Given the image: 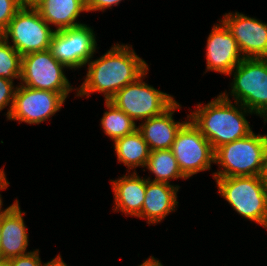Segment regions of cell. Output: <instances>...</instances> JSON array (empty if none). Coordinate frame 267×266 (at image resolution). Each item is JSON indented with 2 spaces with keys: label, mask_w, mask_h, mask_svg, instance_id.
I'll list each match as a JSON object with an SVG mask.
<instances>
[{
  "label": "cell",
  "mask_w": 267,
  "mask_h": 266,
  "mask_svg": "<svg viewBox=\"0 0 267 266\" xmlns=\"http://www.w3.org/2000/svg\"><path fill=\"white\" fill-rule=\"evenodd\" d=\"M218 193L238 215L266 227L267 192L261 176L214 178Z\"/></svg>",
  "instance_id": "5"
},
{
  "label": "cell",
  "mask_w": 267,
  "mask_h": 266,
  "mask_svg": "<svg viewBox=\"0 0 267 266\" xmlns=\"http://www.w3.org/2000/svg\"><path fill=\"white\" fill-rule=\"evenodd\" d=\"M40 0H18L22 7H35Z\"/></svg>",
  "instance_id": "30"
},
{
  "label": "cell",
  "mask_w": 267,
  "mask_h": 266,
  "mask_svg": "<svg viewBox=\"0 0 267 266\" xmlns=\"http://www.w3.org/2000/svg\"><path fill=\"white\" fill-rule=\"evenodd\" d=\"M9 42L0 35V77L20 80L22 55Z\"/></svg>",
  "instance_id": "22"
},
{
  "label": "cell",
  "mask_w": 267,
  "mask_h": 266,
  "mask_svg": "<svg viewBox=\"0 0 267 266\" xmlns=\"http://www.w3.org/2000/svg\"><path fill=\"white\" fill-rule=\"evenodd\" d=\"M9 266H41L39 249L30 251L27 254L8 259Z\"/></svg>",
  "instance_id": "25"
},
{
  "label": "cell",
  "mask_w": 267,
  "mask_h": 266,
  "mask_svg": "<svg viewBox=\"0 0 267 266\" xmlns=\"http://www.w3.org/2000/svg\"><path fill=\"white\" fill-rule=\"evenodd\" d=\"M4 168H1L0 169V190H6L9 186V182L7 181V178H6V173L4 172L3 170ZM19 200H15L13 204L9 205L7 208H5L3 210L2 206H3V199L1 197V194H0V218L5 215Z\"/></svg>",
  "instance_id": "27"
},
{
  "label": "cell",
  "mask_w": 267,
  "mask_h": 266,
  "mask_svg": "<svg viewBox=\"0 0 267 266\" xmlns=\"http://www.w3.org/2000/svg\"><path fill=\"white\" fill-rule=\"evenodd\" d=\"M222 17L244 58H267V23L237 11Z\"/></svg>",
  "instance_id": "12"
},
{
  "label": "cell",
  "mask_w": 267,
  "mask_h": 266,
  "mask_svg": "<svg viewBox=\"0 0 267 266\" xmlns=\"http://www.w3.org/2000/svg\"><path fill=\"white\" fill-rule=\"evenodd\" d=\"M0 249H1V227H0Z\"/></svg>",
  "instance_id": "33"
},
{
  "label": "cell",
  "mask_w": 267,
  "mask_h": 266,
  "mask_svg": "<svg viewBox=\"0 0 267 266\" xmlns=\"http://www.w3.org/2000/svg\"><path fill=\"white\" fill-rule=\"evenodd\" d=\"M64 64L51 51L31 52L22 56L20 83L23 86L57 93H71L74 89L64 74Z\"/></svg>",
  "instance_id": "8"
},
{
  "label": "cell",
  "mask_w": 267,
  "mask_h": 266,
  "mask_svg": "<svg viewBox=\"0 0 267 266\" xmlns=\"http://www.w3.org/2000/svg\"><path fill=\"white\" fill-rule=\"evenodd\" d=\"M34 7H22L1 34L23 56L50 48L55 33Z\"/></svg>",
  "instance_id": "7"
},
{
  "label": "cell",
  "mask_w": 267,
  "mask_h": 266,
  "mask_svg": "<svg viewBox=\"0 0 267 266\" xmlns=\"http://www.w3.org/2000/svg\"><path fill=\"white\" fill-rule=\"evenodd\" d=\"M69 93H57L17 85L11 113L7 120L40 124L61 110Z\"/></svg>",
  "instance_id": "11"
},
{
  "label": "cell",
  "mask_w": 267,
  "mask_h": 266,
  "mask_svg": "<svg viewBox=\"0 0 267 266\" xmlns=\"http://www.w3.org/2000/svg\"><path fill=\"white\" fill-rule=\"evenodd\" d=\"M180 109L181 105L175 101L162 114L142 121L137 130L147 142L150 151L167 150L172 148L180 128L187 122L174 121V112Z\"/></svg>",
  "instance_id": "14"
},
{
  "label": "cell",
  "mask_w": 267,
  "mask_h": 266,
  "mask_svg": "<svg viewBox=\"0 0 267 266\" xmlns=\"http://www.w3.org/2000/svg\"><path fill=\"white\" fill-rule=\"evenodd\" d=\"M180 171L188 179L211 169L215 151L187 115V122L180 128L171 148Z\"/></svg>",
  "instance_id": "9"
},
{
  "label": "cell",
  "mask_w": 267,
  "mask_h": 266,
  "mask_svg": "<svg viewBox=\"0 0 267 266\" xmlns=\"http://www.w3.org/2000/svg\"><path fill=\"white\" fill-rule=\"evenodd\" d=\"M26 212H22L19 201L0 218L1 249L0 259L18 257L27 252L28 231L24 223Z\"/></svg>",
  "instance_id": "16"
},
{
  "label": "cell",
  "mask_w": 267,
  "mask_h": 266,
  "mask_svg": "<svg viewBox=\"0 0 267 266\" xmlns=\"http://www.w3.org/2000/svg\"><path fill=\"white\" fill-rule=\"evenodd\" d=\"M0 266H9L8 259H0Z\"/></svg>",
  "instance_id": "32"
},
{
  "label": "cell",
  "mask_w": 267,
  "mask_h": 266,
  "mask_svg": "<svg viewBox=\"0 0 267 266\" xmlns=\"http://www.w3.org/2000/svg\"><path fill=\"white\" fill-rule=\"evenodd\" d=\"M205 55L206 72L215 71L227 76L244 59L235 38L221 20L212 26Z\"/></svg>",
  "instance_id": "13"
},
{
  "label": "cell",
  "mask_w": 267,
  "mask_h": 266,
  "mask_svg": "<svg viewBox=\"0 0 267 266\" xmlns=\"http://www.w3.org/2000/svg\"><path fill=\"white\" fill-rule=\"evenodd\" d=\"M34 8L49 26L56 27L55 31L84 24L77 19L87 12L85 0H40Z\"/></svg>",
  "instance_id": "18"
},
{
  "label": "cell",
  "mask_w": 267,
  "mask_h": 266,
  "mask_svg": "<svg viewBox=\"0 0 267 266\" xmlns=\"http://www.w3.org/2000/svg\"><path fill=\"white\" fill-rule=\"evenodd\" d=\"M41 266H68V265L63 261L61 255L59 254L51 261H48L47 263L43 262Z\"/></svg>",
  "instance_id": "28"
},
{
  "label": "cell",
  "mask_w": 267,
  "mask_h": 266,
  "mask_svg": "<svg viewBox=\"0 0 267 266\" xmlns=\"http://www.w3.org/2000/svg\"><path fill=\"white\" fill-rule=\"evenodd\" d=\"M113 143L118 162L127 166L129 173L136 167L146 166L150 149L138 130L115 140Z\"/></svg>",
  "instance_id": "19"
},
{
  "label": "cell",
  "mask_w": 267,
  "mask_h": 266,
  "mask_svg": "<svg viewBox=\"0 0 267 266\" xmlns=\"http://www.w3.org/2000/svg\"><path fill=\"white\" fill-rule=\"evenodd\" d=\"M261 177L263 180L265 191L267 192V161H266V165H265L264 171L262 172Z\"/></svg>",
  "instance_id": "31"
},
{
  "label": "cell",
  "mask_w": 267,
  "mask_h": 266,
  "mask_svg": "<svg viewBox=\"0 0 267 266\" xmlns=\"http://www.w3.org/2000/svg\"><path fill=\"white\" fill-rule=\"evenodd\" d=\"M130 174L128 172L117 180H110L114 192L113 211L137 217L145 200L146 179L140 178L135 170Z\"/></svg>",
  "instance_id": "17"
},
{
  "label": "cell",
  "mask_w": 267,
  "mask_h": 266,
  "mask_svg": "<svg viewBox=\"0 0 267 266\" xmlns=\"http://www.w3.org/2000/svg\"><path fill=\"white\" fill-rule=\"evenodd\" d=\"M95 36L94 30L86 24L55 31L49 50L68 69H81L94 58L98 45Z\"/></svg>",
  "instance_id": "10"
},
{
  "label": "cell",
  "mask_w": 267,
  "mask_h": 266,
  "mask_svg": "<svg viewBox=\"0 0 267 266\" xmlns=\"http://www.w3.org/2000/svg\"><path fill=\"white\" fill-rule=\"evenodd\" d=\"M202 105V106H201ZM253 113L240 103L226 99L221 93L206 105L198 103L189 119L211 143L213 150L243 138L252 132L246 114Z\"/></svg>",
  "instance_id": "2"
},
{
  "label": "cell",
  "mask_w": 267,
  "mask_h": 266,
  "mask_svg": "<svg viewBox=\"0 0 267 266\" xmlns=\"http://www.w3.org/2000/svg\"><path fill=\"white\" fill-rule=\"evenodd\" d=\"M122 0H85L86 10L89 11H103L110 9L113 6H118Z\"/></svg>",
  "instance_id": "26"
},
{
  "label": "cell",
  "mask_w": 267,
  "mask_h": 266,
  "mask_svg": "<svg viewBox=\"0 0 267 266\" xmlns=\"http://www.w3.org/2000/svg\"><path fill=\"white\" fill-rule=\"evenodd\" d=\"M231 91L221 93L267 122V58H244L230 73Z\"/></svg>",
  "instance_id": "4"
},
{
  "label": "cell",
  "mask_w": 267,
  "mask_h": 266,
  "mask_svg": "<svg viewBox=\"0 0 267 266\" xmlns=\"http://www.w3.org/2000/svg\"><path fill=\"white\" fill-rule=\"evenodd\" d=\"M105 106L107 111L104 112L101 118L100 126L102 125L101 128H103L104 133L113 142L137 130L136 122L121 109L110 101H105Z\"/></svg>",
  "instance_id": "21"
},
{
  "label": "cell",
  "mask_w": 267,
  "mask_h": 266,
  "mask_svg": "<svg viewBox=\"0 0 267 266\" xmlns=\"http://www.w3.org/2000/svg\"><path fill=\"white\" fill-rule=\"evenodd\" d=\"M84 82L77 88V97L94 92L103 93L109 101L120 89L136 81L148 69V64L140 58L129 44L116 43L100 58L88 61Z\"/></svg>",
  "instance_id": "1"
},
{
  "label": "cell",
  "mask_w": 267,
  "mask_h": 266,
  "mask_svg": "<svg viewBox=\"0 0 267 266\" xmlns=\"http://www.w3.org/2000/svg\"><path fill=\"white\" fill-rule=\"evenodd\" d=\"M266 161L267 134H255L252 131L215 150L214 164L221 168L212 175L213 178L261 176Z\"/></svg>",
  "instance_id": "3"
},
{
  "label": "cell",
  "mask_w": 267,
  "mask_h": 266,
  "mask_svg": "<svg viewBox=\"0 0 267 266\" xmlns=\"http://www.w3.org/2000/svg\"><path fill=\"white\" fill-rule=\"evenodd\" d=\"M17 86L14 85V81L0 77V112L9 106L7 113L5 114L8 118L14 102V94Z\"/></svg>",
  "instance_id": "23"
},
{
  "label": "cell",
  "mask_w": 267,
  "mask_h": 266,
  "mask_svg": "<svg viewBox=\"0 0 267 266\" xmlns=\"http://www.w3.org/2000/svg\"><path fill=\"white\" fill-rule=\"evenodd\" d=\"M139 266H163V265L160 262V260H158L157 258H154V256H150Z\"/></svg>",
  "instance_id": "29"
},
{
  "label": "cell",
  "mask_w": 267,
  "mask_h": 266,
  "mask_svg": "<svg viewBox=\"0 0 267 266\" xmlns=\"http://www.w3.org/2000/svg\"><path fill=\"white\" fill-rule=\"evenodd\" d=\"M179 188V185L155 182L147 177L145 200L137 218H145L149 225L163 221L168 214L175 212L178 206Z\"/></svg>",
  "instance_id": "15"
},
{
  "label": "cell",
  "mask_w": 267,
  "mask_h": 266,
  "mask_svg": "<svg viewBox=\"0 0 267 266\" xmlns=\"http://www.w3.org/2000/svg\"><path fill=\"white\" fill-rule=\"evenodd\" d=\"M21 8L18 0H0V35Z\"/></svg>",
  "instance_id": "24"
},
{
  "label": "cell",
  "mask_w": 267,
  "mask_h": 266,
  "mask_svg": "<svg viewBox=\"0 0 267 266\" xmlns=\"http://www.w3.org/2000/svg\"><path fill=\"white\" fill-rule=\"evenodd\" d=\"M145 168L155 175L151 181L171 184V179H187L180 171L171 149L150 151Z\"/></svg>",
  "instance_id": "20"
},
{
  "label": "cell",
  "mask_w": 267,
  "mask_h": 266,
  "mask_svg": "<svg viewBox=\"0 0 267 266\" xmlns=\"http://www.w3.org/2000/svg\"><path fill=\"white\" fill-rule=\"evenodd\" d=\"M149 69L136 81L120 89L109 101L134 121H144L158 116L176 100L170 94L160 91L144 82Z\"/></svg>",
  "instance_id": "6"
}]
</instances>
